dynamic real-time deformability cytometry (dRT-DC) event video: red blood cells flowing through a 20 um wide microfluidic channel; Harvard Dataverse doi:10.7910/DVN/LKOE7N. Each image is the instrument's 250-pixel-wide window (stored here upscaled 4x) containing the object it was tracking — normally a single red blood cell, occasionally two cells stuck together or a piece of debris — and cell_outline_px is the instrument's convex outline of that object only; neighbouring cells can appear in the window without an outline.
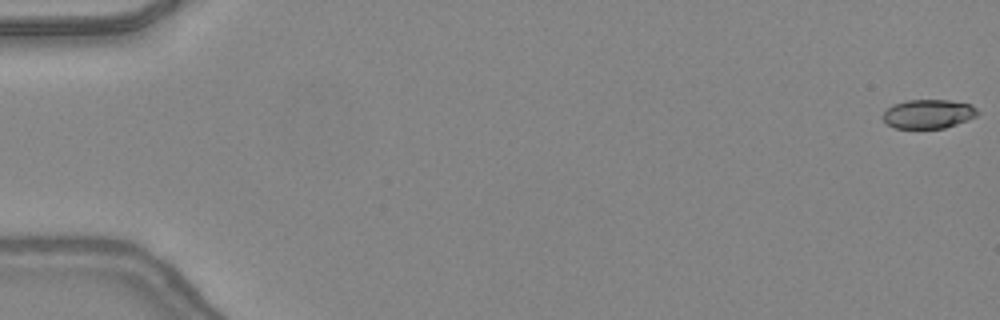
{"species": "common noctule bat (a hibernating species)", "species_latin": "Nyctalus noctula", "temperature_condition": "warm", "stored_images_in_passage": 48, "camera_frame_rate_fps": 3000, "um_per_image_px": 0.085, "animal": {"sex": "female", "body_mass_g": 24.6, "forearm_length_mm": 56.2}, "frame": {"image": 1, "passage_image": 1, "time_ms": 0.0, "image_size_px": [1000, 320], "cell_outline_px": [[980, 112], [976, 116], [968, 120], [944, 128], [896, 128], [888, 124], [880, 116], [892, 104], [908, 100], [948, 100], [972, 104]], "centroid_in_image_um": [78.92, 9.68], "position_along_channel_um": 6.1, "area_um2": 16.07}}
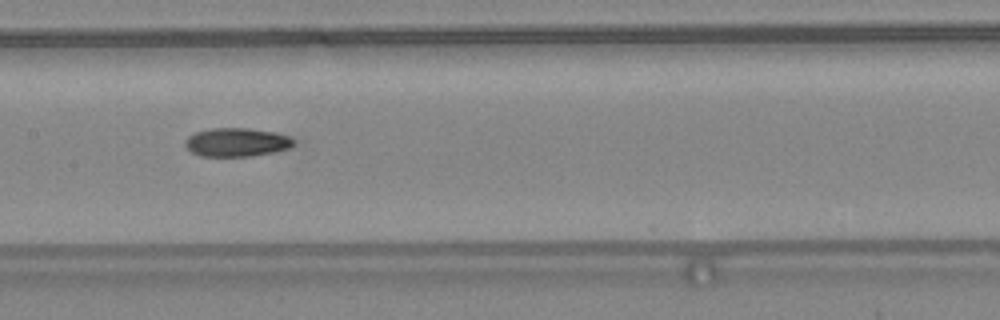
{"frame": {"image": 2, "passage_image": 25, "time_ms": 8.0, "image_size_px": [1000, 320], "cell_outline_px": [[296, 144], [288, 148], [272, 152], [252, 156], [200, 156], [192, 152], [184, 144], [184, 140], [188, 136], [196, 132], [212, 128], [248, 128], [272, 132], [288, 136], [296, 140]], "centroid_in_image_um": [20.11, 12.09], "position_along_channel_um": 187.3, "area_um2": 18.03}}
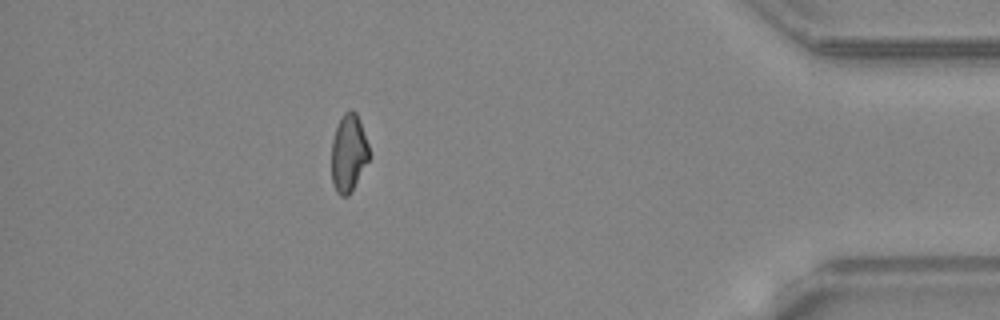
{"frame": {"image": 3, "passage_image": 43, "time_ms": 14.0, "image_size_px": [1000, 320], "cell_outline_px": [[372, 156], [352, 192], [348, 196], [340, 196], [336, 192], [332, 184], [332, 140], [336, 128], [344, 112], [348, 108], [352, 108], [356, 112], [360, 120]], "centroid_in_image_um": [29.66, 13.03], "position_along_channel_um": 405.5, "area_um2": 17.51}, "authors_computed_cell_mechanics": {"area_um2": 17.6579, "velocity_mm_per_s": 4.4207, "shape_relaxation_time_tau1_ms": null, "shape_relaxation_time_tau2_ms": 5.5559, "deformation_change_tau1": null, "deformation_change_tau2": 0.1344}}